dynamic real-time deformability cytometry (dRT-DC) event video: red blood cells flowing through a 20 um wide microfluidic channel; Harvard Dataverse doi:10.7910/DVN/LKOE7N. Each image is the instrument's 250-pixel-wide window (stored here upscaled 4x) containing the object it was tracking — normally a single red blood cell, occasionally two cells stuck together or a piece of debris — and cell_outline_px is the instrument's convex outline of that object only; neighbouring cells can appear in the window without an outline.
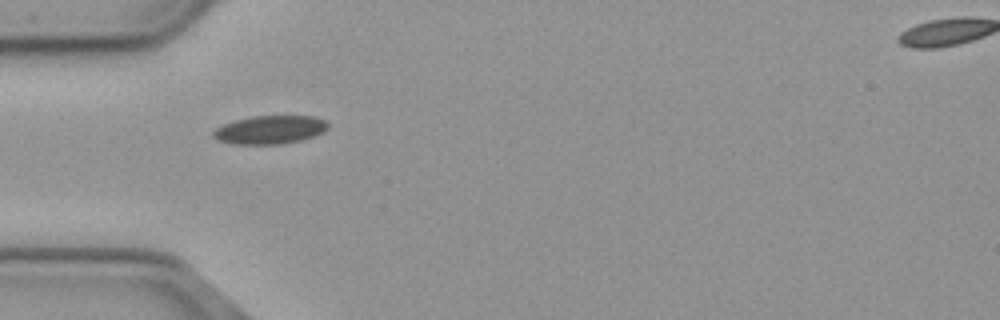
{"species": "common noctule bat (a hibernating species)", "species_latin": "Nyctalus noctula", "temperature_condition": "cold", "stored_images_in_passage": 3, "camera_frame_rate_fps": 3000, "um_per_image_px": 0.085, "animal": {"sex": "male", "body_mass_g": 23.1, "forearm_length_mm": 52.7}, "frame": {"image": 1, "passage_image": 1, "time_ms": 0.0, "image_size_px": [1000, 320], "cell_outline_px": [[328, 128], [324, 132], [316, 136], [300, 140], [280, 144], [232, 144], [216, 140], [212, 136], [212, 132], [216, 128], [224, 124], [236, 120], [252, 116], [316, 116], [324, 120], [328, 124]], "centroid_in_image_um": [22.95, 11.03], "position_along_channel_um": 62.1, "area_um2": 19.07}}